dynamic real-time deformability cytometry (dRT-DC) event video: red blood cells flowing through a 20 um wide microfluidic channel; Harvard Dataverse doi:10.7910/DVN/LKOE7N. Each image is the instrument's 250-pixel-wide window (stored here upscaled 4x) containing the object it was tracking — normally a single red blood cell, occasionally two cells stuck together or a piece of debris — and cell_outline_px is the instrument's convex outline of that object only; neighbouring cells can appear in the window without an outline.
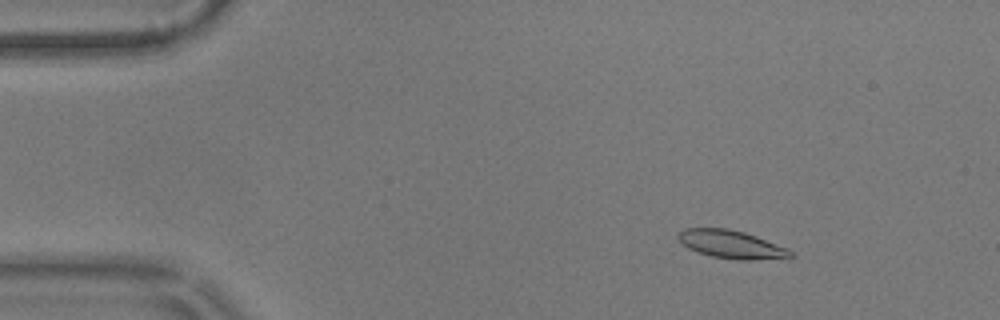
{"species": "common noctule bat (a hibernating species)", "species_latin": "Nyctalus noctula", "temperature_condition": "warm", "stored_images_in_passage": 58, "camera_frame_rate_fps": 3000, "um_per_image_px": 0.085, "animal": {"sex": "male", "body_mass_g": 17.9}, "frame": {"image": 1, "passage_image": 8, "time_ms": 2.333, "image_size_px": [1000, 320], "cell_outline_px": [[796, 256], [752, 260], [740, 260], [712, 256], [688, 248], [676, 236], [684, 228], [728, 228], [744, 232], [788, 248]], "centroid_in_image_um": [62.17, 20.76], "position_along_channel_um": 22.8, "area_um2": 18.09}}
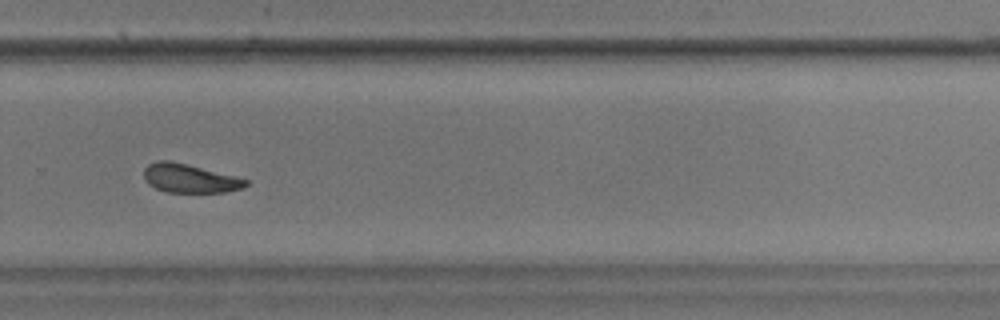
{"frame": {"image": 2, "passage_image": 39, "time_ms": 12.667, "image_size_px": [1000, 320], "cell_outline_px": [[248, 184], [244, 188], [224, 192], [164, 192], [148, 184], [144, 180], [144, 168], [148, 164], [160, 160], [168, 160], [248, 180]], "centroid_in_image_um": [16.07, 15.18], "position_along_channel_um": 313.7, "area_um2": 16.7}}
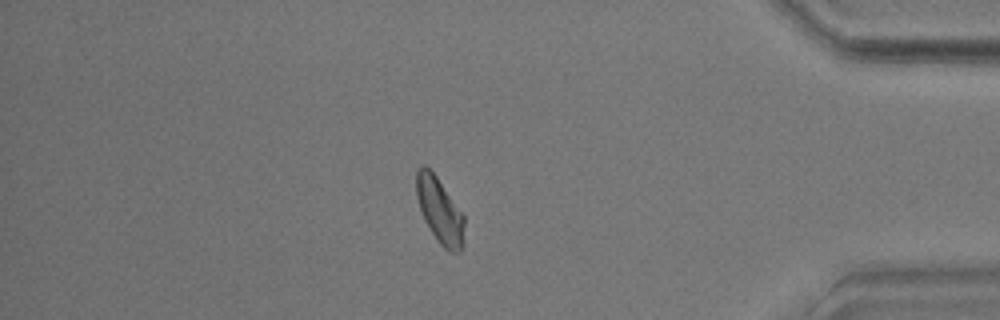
{"frame": {"image": 3, "passage_image": 49, "time_ms": 16.0, "image_size_px": [1000, 320], "cell_outline_px": [[464, 224], [460, 252], [448, 252], [440, 244], [424, 220], [416, 196], [416, 172], [424, 164], [436, 176], [464, 216]], "centroid_in_image_um": [37.35, 17.89], "position_along_channel_um": 397.8, "area_um2": 17.8}, "authors_computed_cell_mechanics": {"area_um2": 18.1203, "velocity_mm_per_s": 3.5547, "shape_relaxation_time_tau1_ms": 4.7202, "shape_relaxation_time_tau2_ms": 4.6559, "deformation_change_tau1": 0.1467, "deformation_change_tau2": 0.1028}}